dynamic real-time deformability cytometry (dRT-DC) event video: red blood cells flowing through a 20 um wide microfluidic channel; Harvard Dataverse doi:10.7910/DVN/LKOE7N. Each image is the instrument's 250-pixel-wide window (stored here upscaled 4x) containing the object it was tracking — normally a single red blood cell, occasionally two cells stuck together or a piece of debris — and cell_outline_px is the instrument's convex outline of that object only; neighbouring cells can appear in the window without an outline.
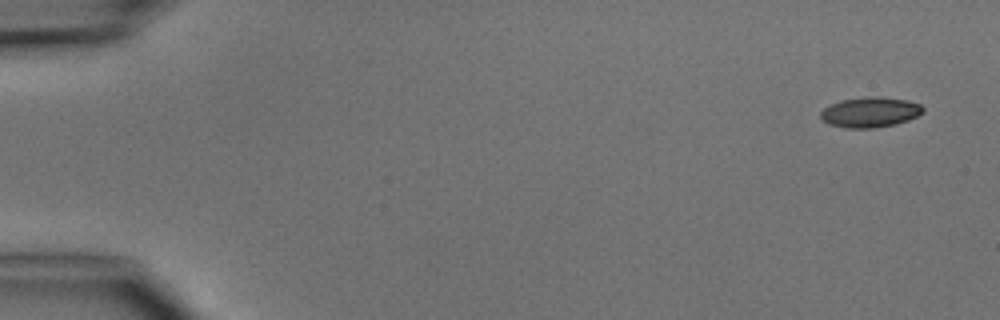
{"species": "common noctule bat (a hibernating species)", "species_latin": "Nyctalus noctula", "temperature_condition": "cold", "stored_images_in_passage": 3, "camera_frame_rate_fps": 3000, "um_per_image_px": 0.085, "animal": {"sex": "male", "body_mass_g": 15.6}, "frame": {"image": 1, "passage_image": 1, "time_ms": 0.0, "image_size_px": [1000, 320], "cell_outline_px": [[924, 112], [908, 120], [896, 124], [876, 128], [848, 128], [828, 124], [820, 116], [820, 112], [824, 108], [840, 100], [868, 96], [880, 96], [908, 100], [920, 104], [924, 108]], "centroid_in_image_um": [73.98, 9.53], "position_along_channel_um": 11.0, "area_um2": 18.15}}